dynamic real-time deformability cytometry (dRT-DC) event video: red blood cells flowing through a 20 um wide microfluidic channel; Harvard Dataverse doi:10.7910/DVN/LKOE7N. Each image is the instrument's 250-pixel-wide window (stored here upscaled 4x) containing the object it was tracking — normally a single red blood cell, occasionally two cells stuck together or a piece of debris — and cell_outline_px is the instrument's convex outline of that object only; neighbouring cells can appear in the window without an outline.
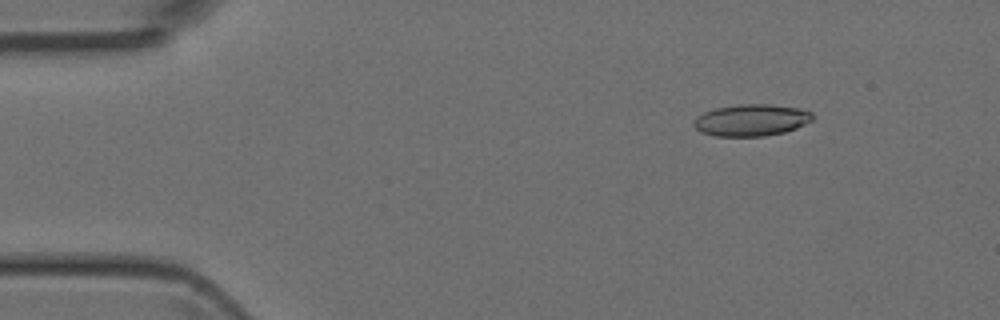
{"species": "Egyptian fruit bat (a non-hibernating species)", "species_latin": "Rousettus aegyptiacus", "temperature_condition": "room temperature", "stored_images_in_passage": 5, "camera_frame_rate_fps": 3000, "um_per_image_px": 0.085, "animal": {"sex": "female"}, "frame": {"image": 1, "passage_image": 2, "time_ms": 1.333, "image_size_px": [1000, 320], "cell_outline_px": [[812, 120], [796, 128], [784, 132], [764, 136], [716, 136], [700, 132], [692, 124], [696, 116], [704, 112], [716, 108], [740, 104], [768, 104], [800, 108], [812, 112]], "centroid_in_image_um": [63.84, 10.21], "position_along_channel_um": 21.2, "area_um2": 21.96}}
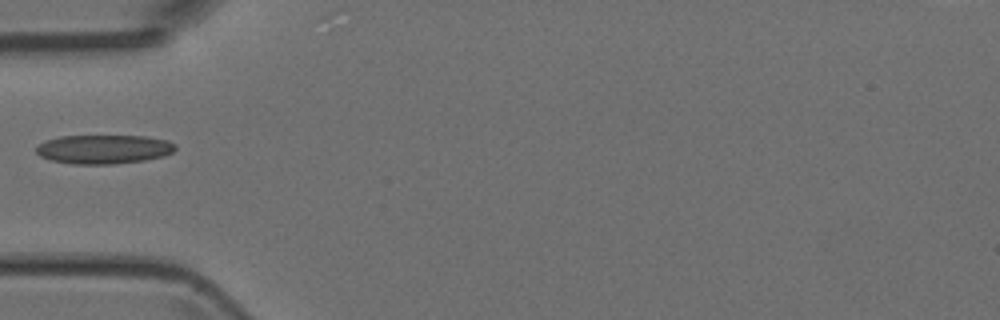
{"frame": {"image": 2, "passage_image": 5, "time_ms": 4.667, "image_size_px": [1000, 320], "cell_outline_px": [[176, 148], [172, 152], [164, 156], [144, 160], [112, 164], [72, 164], [52, 160], [40, 156], [36, 152], [36, 148], [44, 140], [60, 136], [144, 136], [168, 140], [176, 144]], "centroid_in_image_um": [8.82, 12.68], "position_along_channel_um": 76.2, "area_um2": 23.52}}